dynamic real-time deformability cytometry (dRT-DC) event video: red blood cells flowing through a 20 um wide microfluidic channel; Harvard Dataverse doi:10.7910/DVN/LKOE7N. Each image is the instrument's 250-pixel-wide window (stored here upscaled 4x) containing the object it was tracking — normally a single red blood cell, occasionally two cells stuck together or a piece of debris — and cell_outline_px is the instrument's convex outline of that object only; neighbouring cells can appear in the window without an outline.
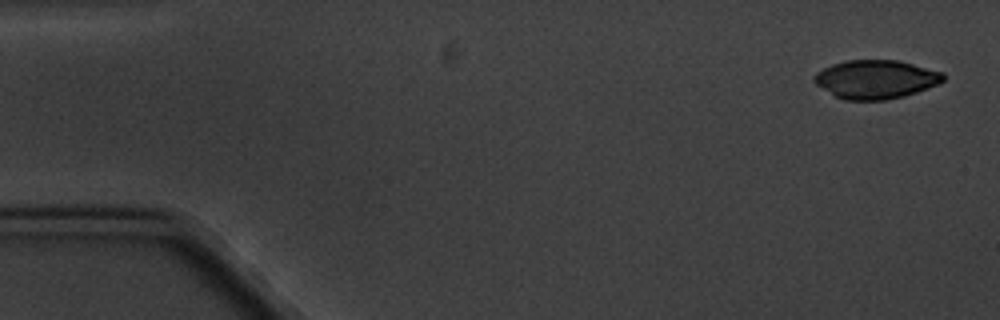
{"species": "common noctule bat (a hibernating species)", "species_latin": "Nyctalus noctula", "temperature_condition": "cold", "stored_images_in_passage": 11, "camera_frame_rate_fps": 3000, "um_per_image_px": 0.085, "animal": {"sex": "male", "body_mass_g": 20.1, "forearm_length_mm": 53.5}, "frame": {"image": 1, "passage_image": 1, "time_ms": 0.0, "image_size_px": [1000, 320], "cell_outline_px": [[944, 80], [940, 84], [904, 96], [884, 100], [844, 100], [836, 96], [816, 84], [812, 80], [812, 76], [816, 72], [832, 64], [844, 60], [896, 60], [944, 72]], "centroid_in_image_um": [74.44, 6.74], "position_along_channel_um": 10.6, "area_um2": 29.07}}